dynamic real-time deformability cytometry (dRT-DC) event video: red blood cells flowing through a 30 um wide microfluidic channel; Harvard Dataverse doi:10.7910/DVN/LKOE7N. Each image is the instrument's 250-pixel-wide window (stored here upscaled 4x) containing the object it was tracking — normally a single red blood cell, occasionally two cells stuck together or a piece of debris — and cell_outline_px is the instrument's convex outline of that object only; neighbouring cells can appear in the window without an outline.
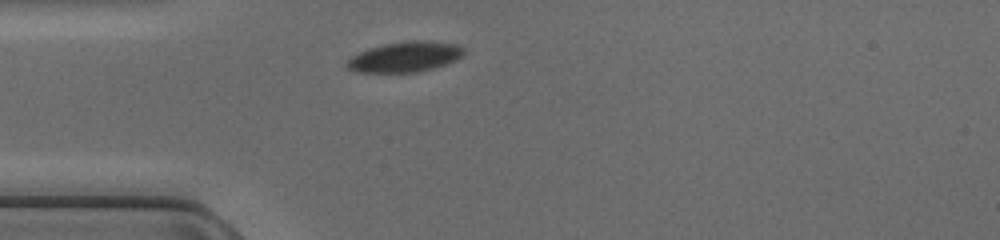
{"species": "common noctule bat (a hibernating species)", "species_latin": "Nyctalus noctula", "temperature_condition": "cold", "stored_images_in_passage": 36, "camera_frame_rate_fps": 3000, "um_per_image_px": 0.085, "animal": {"sex": "female", "body_mass_g": 17.0, "forearm_length_mm": 48.0}, "frame": {"image": 1, "passage_image": 1, "time_ms": 0.0, "image_size_px": [1000, 240], "cell_outline_px": [[464, 52], [456, 60], [432, 68], [416, 72], [356, 72], [348, 68], [348, 60], [352, 56], [368, 48], [384, 44], [412, 40], [420, 40], [456, 44], [464, 48]], "centroid_in_image_um": [34.42, 4.83], "position_along_channel_um": 50.6, "area_um2": 20.29}}
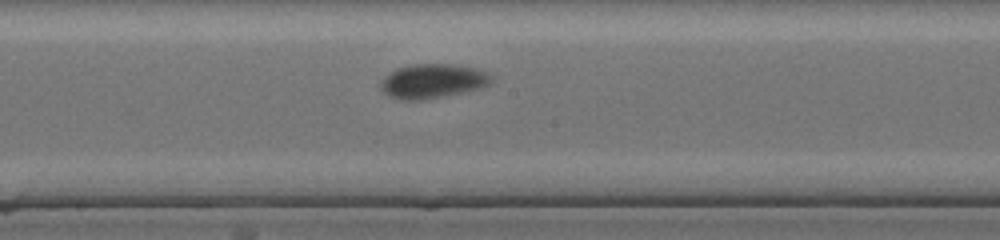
{"frame": {"image": 2, "passage_image": 13, "time_ms": 4.0, "image_size_px": [1000, 240], "cell_outline_px": [[492, 80], [488, 84], [476, 88], [460, 92], [420, 100], [400, 100], [388, 96], [380, 88], [380, 84], [396, 68], [412, 64], [452, 64], [472, 68], [484, 72], [492, 76]], "centroid_in_image_um": [36.72, 6.89], "position_along_channel_um": 211.5, "area_um2": 21.44}}
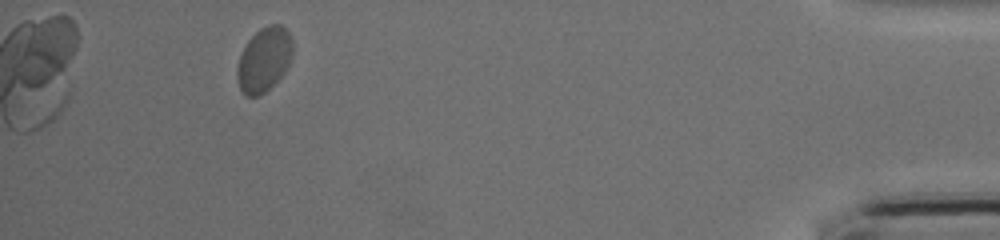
{"frame": {"image": 3, "passage_image": 32, "time_ms": 10.333, "image_size_px": [1000, 240], "cell_outline_px": [[292, 56], [288, 68], [260, 96], [244, 96], [240, 88], [236, 76], [236, 68], [240, 56], [248, 40], [260, 28], [268, 24], [280, 24], [288, 32], [292, 40]], "centroid_in_image_um": [22.44, 5.06], "position_along_channel_um": 412.8, "area_um2": 20.75}}